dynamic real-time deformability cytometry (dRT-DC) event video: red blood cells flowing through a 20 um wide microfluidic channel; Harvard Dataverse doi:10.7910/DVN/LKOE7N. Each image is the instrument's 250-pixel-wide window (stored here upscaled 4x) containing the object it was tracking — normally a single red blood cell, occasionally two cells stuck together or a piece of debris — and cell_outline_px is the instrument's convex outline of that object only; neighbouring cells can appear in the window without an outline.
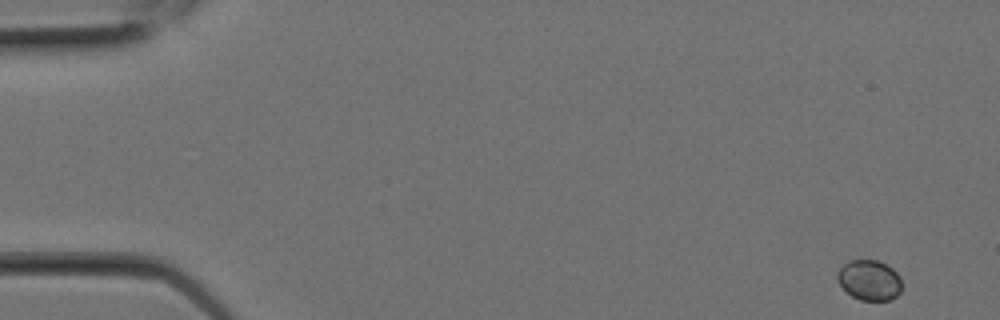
{"species": "Egyptian fruit bat (a non-hibernating species)", "species_latin": "Rousettus aegyptiacus", "temperature_condition": "room temperature", "stored_images_in_passage": 9, "camera_frame_rate_fps": 3000, "um_per_image_px": 0.085, "animal": {"sex": "female"}, "frame": {"image": 1, "passage_image": 1, "time_ms": 0.0, "image_size_px": [1000, 320], "cell_outline_px": [[900, 292], [896, 296], [888, 300], [860, 300], [852, 296], [836, 280], [836, 272], [848, 260], [876, 260], [892, 268], [900, 276]], "centroid_in_image_um": [73.87, 23.8], "position_along_channel_um": 11.1, "area_um2": 15.03}}
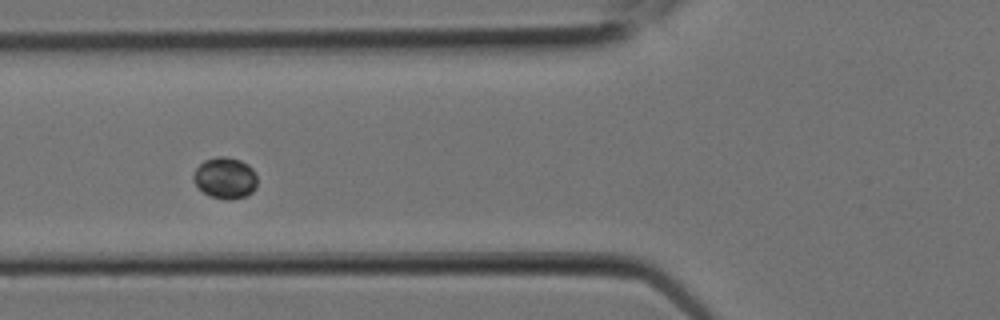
{"frame": {"image": 2, "passage_image": 8, "time_ms": 2.333, "image_size_px": [1000, 320], "cell_outline_px": [[256, 188], [252, 192], [244, 196], [232, 200], [228, 200], [208, 196], [192, 180], [192, 176], [196, 168], [204, 160], [216, 156], [224, 156], [240, 160], [248, 164], [256, 172]], "centroid_in_image_um": [19.14, 15.12], "position_along_channel_um": 106.7, "area_um2": 15.49}}
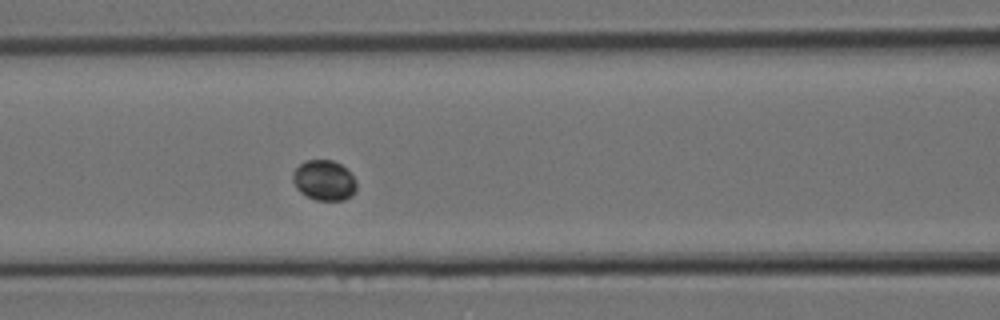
{"frame": {"image": 3, "passage_image": 9, "time_ms": 2.667, "image_size_px": [1000, 320], "cell_outline_px": [[356, 188], [352, 196], [344, 200], [316, 200], [300, 192], [296, 188], [292, 180], [292, 172], [304, 160], [332, 160], [348, 168], [356, 180]], "centroid_in_image_um": [27.56, 15.32], "position_along_channel_um": 139.0, "area_um2": 15.14}}